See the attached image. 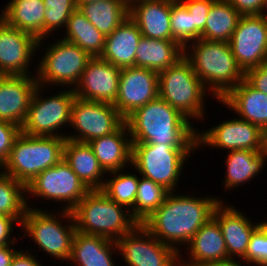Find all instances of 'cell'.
<instances>
[{
	"mask_svg": "<svg viewBox=\"0 0 267 266\" xmlns=\"http://www.w3.org/2000/svg\"><path fill=\"white\" fill-rule=\"evenodd\" d=\"M66 138L20 133L0 169L24 185L64 158ZM4 170H3V169Z\"/></svg>",
	"mask_w": 267,
	"mask_h": 266,
	"instance_id": "5",
	"label": "cell"
},
{
	"mask_svg": "<svg viewBox=\"0 0 267 266\" xmlns=\"http://www.w3.org/2000/svg\"><path fill=\"white\" fill-rule=\"evenodd\" d=\"M28 250H19L12 259L10 266H43L39 259Z\"/></svg>",
	"mask_w": 267,
	"mask_h": 266,
	"instance_id": "45",
	"label": "cell"
},
{
	"mask_svg": "<svg viewBox=\"0 0 267 266\" xmlns=\"http://www.w3.org/2000/svg\"><path fill=\"white\" fill-rule=\"evenodd\" d=\"M11 245L13 246L14 244L0 246V266H10L13 257L19 251L14 247L11 248Z\"/></svg>",
	"mask_w": 267,
	"mask_h": 266,
	"instance_id": "46",
	"label": "cell"
},
{
	"mask_svg": "<svg viewBox=\"0 0 267 266\" xmlns=\"http://www.w3.org/2000/svg\"><path fill=\"white\" fill-rule=\"evenodd\" d=\"M72 214L76 231L115 241L139 224L130 210L112 201L101 190H90Z\"/></svg>",
	"mask_w": 267,
	"mask_h": 266,
	"instance_id": "4",
	"label": "cell"
},
{
	"mask_svg": "<svg viewBox=\"0 0 267 266\" xmlns=\"http://www.w3.org/2000/svg\"><path fill=\"white\" fill-rule=\"evenodd\" d=\"M78 9L105 36L129 16L127 0H98L81 5Z\"/></svg>",
	"mask_w": 267,
	"mask_h": 266,
	"instance_id": "31",
	"label": "cell"
},
{
	"mask_svg": "<svg viewBox=\"0 0 267 266\" xmlns=\"http://www.w3.org/2000/svg\"><path fill=\"white\" fill-rule=\"evenodd\" d=\"M136 0H127V2L130 4L131 2H134Z\"/></svg>",
	"mask_w": 267,
	"mask_h": 266,
	"instance_id": "50",
	"label": "cell"
},
{
	"mask_svg": "<svg viewBox=\"0 0 267 266\" xmlns=\"http://www.w3.org/2000/svg\"><path fill=\"white\" fill-rule=\"evenodd\" d=\"M218 102L267 133V94L253 88L245 79Z\"/></svg>",
	"mask_w": 267,
	"mask_h": 266,
	"instance_id": "23",
	"label": "cell"
},
{
	"mask_svg": "<svg viewBox=\"0 0 267 266\" xmlns=\"http://www.w3.org/2000/svg\"><path fill=\"white\" fill-rule=\"evenodd\" d=\"M120 68L92 57L74 88L75 96L89 101L114 104L118 95Z\"/></svg>",
	"mask_w": 267,
	"mask_h": 266,
	"instance_id": "18",
	"label": "cell"
},
{
	"mask_svg": "<svg viewBox=\"0 0 267 266\" xmlns=\"http://www.w3.org/2000/svg\"><path fill=\"white\" fill-rule=\"evenodd\" d=\"M267 0H264V4L261 10V16H263L267 20Z\"/></svg>",
	"mask_w": 267,
	"mask_h": 266,
	"instance_id": "49",
	"label": "cell"
},
{
	"mask_svg": "<svg viewBox=\"0 0 267 266\" xmlns=\"http://www.w3.org/2000/svg\"><path fill=\"white\" fill-rule=\"evenodd\" d=\"M142 34L128 16L111 34L106 36L100 58L122 68L135 66V55Z\"/></svg>",
	"mask_w": 267,
	"mask_h": 266,
	"instance_id": "25",
	"label": "cell"
},
{
	"mask_svg": "<svg viewBox=\"0 0 267 266\" xmlns=\"http://www.w3.org/2000/svg\"><path fill=\"white\" fill-rule=\"evenodd\" d=\"M57 40L43 49L45 54L41 56L42 60L37 67L34 66L37 68V84L47 88L50 84L65 86L74 90L92 57L75 43L63 38Z\"/></svg>",
	"mask_w": 267,
	"mask_h": 266,
	"instance_id": "9",
	"label": "cell"
},
{
	"mask_svg": "<svg viewBox=\"0 0 267 266\" xmlns=\"http://www.w3.org/2000/svg\"><path fill=\"white\" fill-rule=\"evenodd\" d=\"M38 41L34 35L10 26L0 18V75L31 76L29 65L37 55Z\"/></svg>",
	"mask_w": 267,
	"mask_h": 266,
	"instance_id": "17",
	"label": "cell"
},
{
	"mask_svg": "<svg viewBox=\"0 0 267 266\" xmlns=\"http://www.w3.org/2000/svg\"><path fill=\"white\" fill-rule=\"evenodd\" d=\"M19 225V223L10 216L0 214V246H6L8 244H16L17 238H11L13 228Z\"/></svg>",
	"mask_w": 267,
	"mask_h": 266,
	"instance_id": "44",
	"label": "cell"
},
{
	"mask_svg": "<svg viewBox=\"0 0 267 266\" xmlns=\"http://www.w3.org/2000/svg\"><path fill=\"white\" fill-rule=\"evenodd\" d=\"M125 119L113 104L83 100L75 97L72 109L70 128L76 132L65 134L66 139L88 143L91 140L116 132Z\"/></svg>",
	"mask_w": 267,
	"mask_h": 266,
	"instance_id": "11",
	"label": "cell"
},
{
	"mask_svg": "<svg viewBox=\"0 0 267 266\" xmlns=\"http://www.w3.org/2000/svg\"><path fill=\"white\" fill-rule=\"evenodd\" d=\"M192 14L193 25H195V41L201 38V33L207 21V15L215 0H180Z\"/></svg>",
	"mask_w": 267,
	"mask_h": 266,
	"instance_id": "40",
	"label": "cell"
},
{
	"mask_svg": "<svg viewBox=\"0 0 267 266\" xmlns=\"http://www.w3.org/2000/svg\"><path fill=\"white\" fill-rule=\"evenodd\" d=\"M229 43L244 73L267 64V20L261 15H241Z\"/></svg>",
	"mask_w": 267,
	"mask_h": 266,
	"instance_id": "15",
	"label": "cell"
},
{
	"mask_svg": "<svg viewBox=\"0 0 267 266\" xmlns=\"http://www.w3.org/2000/svg\"><path fill=\"white\" fill-rule=\"evenodd\" d=\"M184 57L217 101L244 80L228 42L197 39L184 47Z\"/></svg>",
	"mask_w": 267,
	"mask_h": 266,
	"instance_id": "3",
	"label": "cell"
},
{
	"mask_svg": "<svg viewBox=\"0 0 267 266\" xmlns=\"http://www.w3.org/2000/svg\"><path fill=\"white\" fill-rule=\"evenodd\" d=\"M198 148H174L165 144L132 143L130 167L138 175L162 185L169 192L177 190L185 162ZM176 189V190H175Z\"/></svg>",
	"mask_w": 267,
	"mask_h": 266,
	"instance_id": "8",
	"label": "cell"
},
{
	"mask_svg": "<svg viewBox=\"0 0 267 266\" xmlns=\"http://www.w3.org/2000/svg\"><path fill=\"white\" fill-rule=\"evenodd\" d=\"M44 6L46 7L44 13V38L38 41V49H40L43 40L48 38L51 33H54L58 28H66L68 19L72 12L77 7L75 0H43Z\"/></svg>",
	"mask_w": 267,
	"mask_h": 266,
	"instance_id": "37",
	"label": "cell"
},
{
	"mask_svg": "<svg viewBox=\"0 0 267 266\" xmlns=\"http://www.w3.org/2000/svg\"><path fill=\"white\" fill-rule=\"evenodd\" d=\"M184 56V48L175 40L141 37L136 49L135 67L157 73L168 69Z\"/></svg>",
	"mask_w": 267,
	"mask_h": 266,
	"instance_id": "28",
	"label": "cell"
},
{
	"mask_svg": "<svg viewBox=\"0 0 267 266\" xmlns=\"http://www.w3.org/2000/svg\"><path fill=\"white\" fill-rule=\"evenodd\" d=\"M220 201L223 200L210 195L203 198L169 192L163 204L142 225L180 254L182 250L178 246L188 245L196 232L212 218Z\"/></svg>",
	"mask_w": 267,
	"mask_h": 266,
	"instance_id": "1",
	"label": "cell"
},
{
	"mask_svg": "<svg viewBox=\"0 0 267 266\" xmlns=\"http://www.w3.org/2000/svg\"><path fill=\"white\" fill-rule=\"evenodd\" d=\"M60 211L58 214L61 217L54 212L34 206L32 209V206H29L21 223V229L25 231L22 235L25 238L31 237L42 251L51 255V258L69 261L76 225L72 211ZM61 218L64 219L65 225Z\"/></svg>",
	"mask_w": 267,
	"mask_h": 266,
	"instance_id": "7",
	"label": "cell"
},
{
	"mask_svg": "<svg viewBox=\"0 0 267 266\" xmlns=\"http://www.w3.org/2000/svg\"><path fill=\"white\" fill-rule=\"evenodd\" d=\"M244 79L255 89L267 94V64L249 69Z\"/></svg>",
	"mask_w": 267,
	"mask_h": 266,
	"instance_id": "42",
	"label": "cell"
},
{
	"mask_svg": "<svg viewBox=\"0 0 267 266\" xmlns=\"http://www.w3.org/2000/svg\"><path fill=\"white\" fill-rule=\"evenodd\" d=\"M20 133V126L0 120V167L8 159L14 140Z\"/></svg>",
	"mask_w": 267,
	"mask_h": 266,
	"instance_id": "41",
	"label": "cell"
},
{
	"mask_svg": "<svg viewBox=\"0 0 267 266\" xmlns=\"http://www.w3.org/2000/svg\"><path fill=\"white\" fill-rule=\"evenodd\" d=\"M175 0H136L129 4V17L142 37L172 40L170 14Z\"/></svg>",
	"mask_w": 267,
	"mask_h": 266,
	"instance_id": "21",
	"label": "cell"
},
{
	"mask_svg": "<svg viewBox=\"0 0 267 266\" xmlns=\"http://www.w3.org/2000/svg\"><path fill=\"white\" fill-rule=\"evenodd\" d=\"M170 23L172 40L177 41L183 48L195 41V25H193L192 14L180 0L172 3Z\"/></svg>",
	"mask_w": 267,
	"mask_h": 266,
	"instance_id": "38",
	"label": "cell"
},
{
	"mask_svg": "<svg viewBox=\"0 0 267 266\" xmlns=\"http://www.w3.org/2000/svg\"><path fill=\"white\" fill-rule=\"evenodd\" d=\"M132 143L197 148V130L180 111L159 96L125 119Z\"/></svg>",
	"mask_w": 267,
	"mask_h": 266,
	"instance_id": "2",
	"label": "cell"
},
{
	"mask_svg": "<svg viewBox=\"0 0 267 266\" xmlns=\"http://www.w3.org/2000/svg\"><path fill=\"white\" fill-rule=\"evenodd\" d=\"M241 14L227 0H215L207 15L201 39L230 42Z\"/></svg>",
	"mask_w": 267,
	"mask_h": 266,
	"instance_id": "33",
	"label": "cell"
},
{
	"mask_svg": "<svg viewBox=\"0 0 267 266\" xmlns=\"http://www.w3.org/2000/svg\"><path fill=\"white\" fill-rule=\"evenodd\" d=\"M64 160L89 190H100L106 173L88 143L66 139Z\"/></svg>",
	"mask_w": 267,
	"mask_h": 266,
	"instance_id": "27",
	"label": "cell"
},
{
	"mask_svg": "<svg viewBox=\"0 0 267 266\" xmlns=\"http://www.w3.org/2000/svg\"><path fill=\"white\" fill-rule=\"evenodd\" d=\"M114 251L118 253L115 240L76 231L69 261L76 266H116Z\"/></svg>",
	"mask_w": 267,
	"mask_h": 266,
	"instance_id": "26",
	"label": "cell"
},
{
	"mask_svg": "<svg viewBox=\"0 0 267 266\" xmlns=\"http://www.w3.org/2000/svg\"><path fill=\"white\" fill-rule=\"evenodd\" d=\"M241 15H260L264 0H227Z\"/></svg>",
	"mask_w": 267,
	"mask_h": 266,
	"instance_id": "43",
	"label": "cell"
},
{
	"mask_svg": "<svg viewBox=\"0 0 267 266\" xmlns=\"http://www.w3.org/2000/svg\"><path fill=\"white\" fill-rule=\"evenodd\" d=\"M27 198L26 185L0 169V214L14 218L21 225L30 205Z\"/></svg>",
	"mask_w": 267,
	"mask_h": 266,
	"instance_id": "34",
	"label": "cell"
},
{
	"mask_svg": "<svg viewBox=\"0 0 267 266\" xmlns=\"http://www.w3.org/2000/svg\"><path fill=\"white\" fill-rule=\"evenodd\" d=\"M227 159H225L226 174L223 185L225 189H235L236 186H242L245 183L258 176V173L264 166L267 160V150L252 151V150H234L228 151Z\"/></svg>",
	"mask_w": 267,
	"mask_h": 266,
	"instance_id": "30",
	"label": "cell"
},
{
	"mask_svg": "<svg viewBox=\"0 0 267 266\" xmlns=\"http://www.w3.org/2000/svg\"><path fill=\"white\" fill-rule=\"evenodd\" d=\"M63 39L75 43L91 57H100L106 36L100 32L80 11L71 13Z\"/></svg>",
	"mask_w": 267,
	"mask_h": 266,
	"instance_id": "32",
	"label": "cell"
},
{
	"mask_svg": "<svg viewBox=\"0 0 267 266\" xmlns=\"http://www.w3.org/2000/svg\"><path fill=\"white\" fill-rule=\"evenodd\" d=\"M187 246L188 259H183L182 254H179L182 266H199L206 262L229 260L221 228L213 217L196 232Z\"/></svg>",
	"mask_w": 267,
	"mask_h": 266,
	"instance_id": "22",
	"label": "cell"
},
{
	"mask_svg": "<svg viewBox=\"0 0 267 266\" xmlns=\"http://www.w3.org/2000/svg\"><path fill=\"white\" fill-rule=\"evenodd\" d=\"M45 9L43 0H11L0 10V18L40 40L44 38Z\"/></svg>",
	"mask_w": 267,
	"mask_h": 266,
	"instance_id": "29",
	"label": "cell"
},
{
	"mask_svg": "<svg viewBox=\"0 0 267 266\" xmlns=\"http://www.w3.org/2000/svg\"><path fill=\"white\" fill-rule=\"evenodd\" d=\"M159 97L189 120L205 119V98L209 92L183 56L158 73ZM207 91V93H206Z\"/></svg>",
	"mask_w": 267,
	"mask_h": 266,
	"instance_id": "6",
	"label": "cell"
},
{
	"mask_svg": "<svg viewBox=\"0 0 267 266\" xmlns=\"http://www.w3.org/2000/svg\"><path fill=\"white\" fill-rule=\"evenodd\" d=\"M246 265L247 264H245L241 260L236 261V259H229V260H225V261L206 262V263H203L199 266H246Z\"/></svg>",
	"mask_w": 267,
	"mask_h": 266,
	"instance_id": "47",
	"label": "cell"
},
{
	"mask_svg": "<svg viewBox=\"0 0 267 266\" xmlns=\"http://www.w3.org/2000/svg\"><path fill=\"white\" fill-rule=\"evenodd\" d=\"M234 150H267V133L246 120L233 118L224 120L206 131H197V148Z\"/></svg>",
	"mask_w": 267,
	"mask_h": 266,
	"instance_id": "13",
	"label": "cell"
},
{
	"mask_svg": "<svg viewBox=\"0 0 267 266\" xmlns=\"http://www.w3.org/2000/svg\"><path fill=\"white\" fill-rule=\"evenodd\" d=\"M169 191L145 177H139L138 190L131 216L139 223L145 222L164 202Z\"/></svg>",
	"mask_w": 267,
	"mask_h": 266,
	"instance_id": "35",
	"label": "cell"
},
{
	"mask_svg": "<svg viewBox=\"0 0 267 266\" xmlns=\"http://www.w3.org/2000/svg\"><path fill=\"white\" fill-rule=\"evenodd\" d=\"M99 164L106 173L122 170L131 165L132 142L124 123L116 132L88 142Z\"/></svg>",
	"mask_w": 267,
	"mask_h": 266,
	"instance_id": "24",
	"label": "cell"
},
{
	"mask_svg": "<svg viewBox=\"0 0 267 266\" xmlns=\"http://www.w3.org/2000/svg\"><path fill=\"white\" fill-rule=\"evenodd\" d=\"M44 88L41 85L36 87L21 132L32 136L66 138V135L60 134V129L66 124L70 126L71 109L76 97L74 90L62 89L58 94L44 98L41 96Z\"/></svg>",
	"mask_w": 267,
	"mask_h": 266,
	"instance_id": "10",
	"label": "cell"
},
{
	"mask_svg": "<svg viewBox=\"0 0 267 266\" xmlns=\"http://www.w3.org/2000/svg\"><path fill=\"white\" fill-rule=\"evenodd\" d=\"M37 86L36 74L0 75V120L21 127Z\"/></svg>",
	"mask_w": 267,
	"mask_h": 266,
	"instance_id": "19",
	"label": "cell"
},
{
	"mask_svg": "<svg viewBox=\"0 0 267 266\" xmlns=\"http://www.w3.org/2000/svg\"><path fill=\"white\" fill-rule=\"evenodd\" d=\"M158 96L157 72L135 66L120 70L119 90L113 105L124 119Z\"/></svg>",
	"mask_w": 267,
	"mask_h": 266,
	"instance_id": "16",
	"label": "cell"
},
{
	"mask_svg": "<svg viewBox=\"0 0 267 266\" xmlns=\"http://www.w3.org/2000/svg\"><path fill=\"white\" fill-rule=\"evenodd\" d=\"M89 191L64 158L26 185L27 195L64 202L61 208L67 211H72Z\"/></svg>",
	"mask_w": 267,
	"mask_h": 266,
	"instance_id": "12",
	"label": "cell"
},
{
	"mask_svg": "<svg viewBox=\"0 0 267 266\" xmlns=\"http://www.w3.org/2000/svg\"><path fill=\"white\" fill-rule=\"evenodd\" d=\"M233 207L220 201L215 206L212 217L221 228L229 259L242 260L246 255L251 234L261 223H253L242 214L243 211Z\"/></svg>",
	"mask_w": 267,
	"mask_h": 266,
	"instance_id": "20",
	"label": "cell"
},
{
	"mask_svg": "<svg viewBox=\"0 0 267 266\" xmlns=\"http://www.w3.org/2000/svg\"><path fill=\"white\" fill-rule=\"evenodd\" d=\"M98 0H75V4H76V7L77 9L81 6V5H85V4H88V3H93V2H96Z\"/></svg>",
	"mask_w": 267,
	"mask_h": 266,
	"instance_id": "48",
	"label": "cell"
},
{
	"mask_svg": "<svg viewBox=\"0 0 267 266\" xmlns=\"http://www.w3.org/2000/svg\"><path fill=\"white\" fill-rule=\"evenodd\" d=\"M123 170L106 173L110 174L111 178L105 179L100 190L112 201L126 207L131 212L134 208L139 177L128 172L126 174Z\"/></svg>",
	"mask_w": 267,
	"mask_h": 266,
	"instance_id": "36",
	"label": "cell"
},
{
	"mask_svg": "<svg viewBox=\"0 0 267 266\" xmlns=\"http://www.w3.org/2000/svg\"><path fill=\"white\" fill-rule=\"evenodd\" d=\"M241 261L247 266H267V220L251 234L246 255Z\"/></svg>",
	"mask_w": 267,
	"mask_h": 266,
	"instance_id": "39",
	"label": "cell"
},
{
	"mask_svg": "<svg viewBox=\"0 0 267 266\" xmlns=\"http://www.w3.org/2000/svg\"><path fill=\"white\" fill-rule=\"evenodd\" d=\"M127 266H182L179 253L160 242L142 224L116 240Z\"/></svg>",
	"mask_w": 267,
	"mask_h": 266,
	"instance_id": "14",
	"label": "cell"
}]
</instances>
